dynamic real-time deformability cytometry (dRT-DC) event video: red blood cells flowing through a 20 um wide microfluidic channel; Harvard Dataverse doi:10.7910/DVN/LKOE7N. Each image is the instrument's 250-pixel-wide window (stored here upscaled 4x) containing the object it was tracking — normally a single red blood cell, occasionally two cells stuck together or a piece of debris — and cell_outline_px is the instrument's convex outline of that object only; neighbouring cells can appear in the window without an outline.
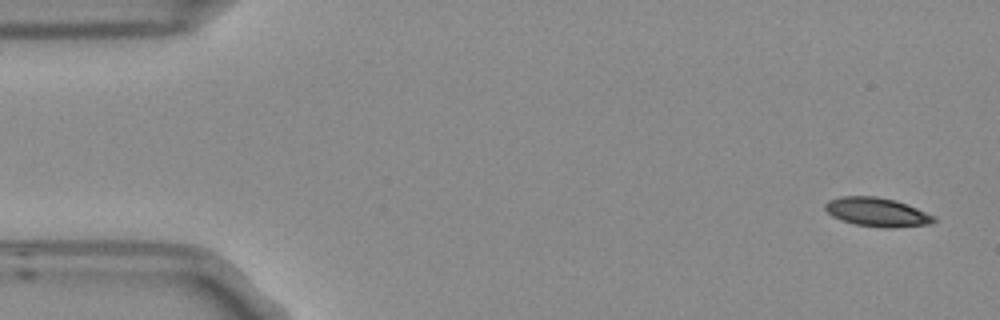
{"species": "Egyptian fruit bat (a non-hibernating species)", "species_latin": "Rousettus aegyptiacus", "temperature_condition": "room temperature", "stored_images_in_passage": 4, "camera_frame_rate_fps": 3000, "um_per_image_px": 0.085, "frame": {"image": 1, "passage_image": 1, "time_ms": 0.0, "image_size_px": [1000, 320], "cell_outline_px": [[936, 220], [932, 224], [892, 228], [880, 228], [856, 224], [832, 216], [824, 208], [824, 204], [828, 200], [840, 196], [876, 196], [896, 200], [936, 216]], "centroid_in_image_um": [74.57, 18.03], "position_along_channel_um": 10.4, "area_um2": 18.38}}
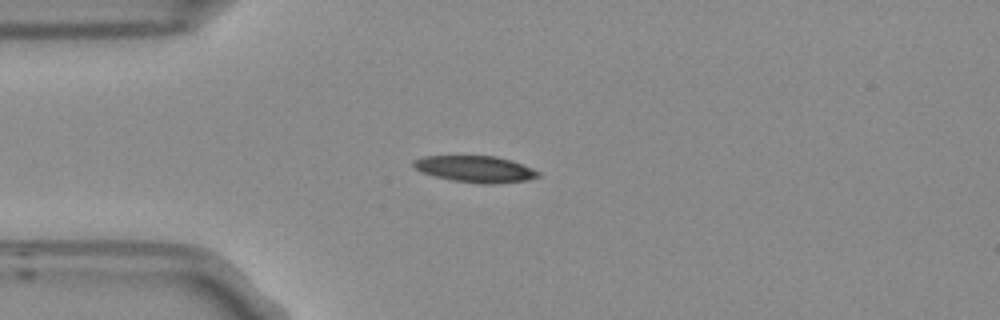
{"frame": {"image": 2, "passage_image": 4, "time_ms": 1.0, "image_size_px": [1000, 320], "cell_outline_px": [[540, 176], [528, 180], [488, 184], [484, 184], [452, 180], [436, 176], [424, 172], [416, 168], [412, 164], [412, 160], [424, 156], [496, 156], [532, 168], [540, 172]], "centroid_in_image_um": [40.4, 14.36], "position_along_channel_um": 44.6, "area_um2": 18.9}}